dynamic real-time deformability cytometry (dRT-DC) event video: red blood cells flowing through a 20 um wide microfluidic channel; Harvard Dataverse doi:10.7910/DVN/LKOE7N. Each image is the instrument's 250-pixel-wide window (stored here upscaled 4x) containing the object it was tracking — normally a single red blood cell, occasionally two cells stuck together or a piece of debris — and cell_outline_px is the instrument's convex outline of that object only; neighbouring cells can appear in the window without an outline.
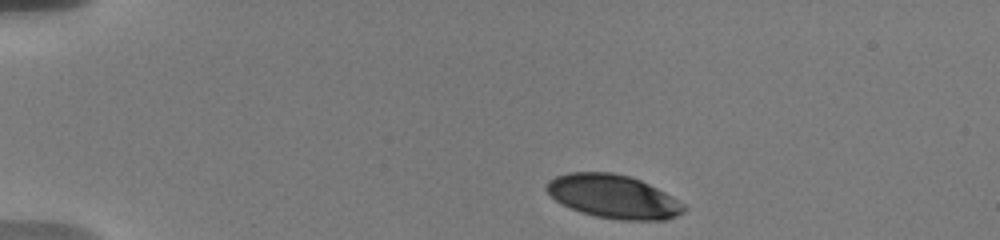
{"species": "human", "species_latin": "Homo sapiens", "temperature_condition": "warm", "stored_images_in_passage": 34, "camera_frame_rate_fps": 3000, "um_per_image_px": 0.085, "donor": {"sex": "male"}, "frame": {"image": 1, "passage_image": 1, "time_ms": 0.0, "image_size_px": [1000, 240], "cell_outline_px": [[684, 212], [676, 216], [664, 220], [620, 220], [596, 216], [580, 212], [556, 200], [544, 188], [548, 180], [556, 176], [568, 172], [612, 172], [628, 176], [640, 180], [664, 192], [684, 204]], "centroid_in_image_um": [52.11, 16.7], "position_along_channel_um": 32.9, "area_um2": 34.51}}
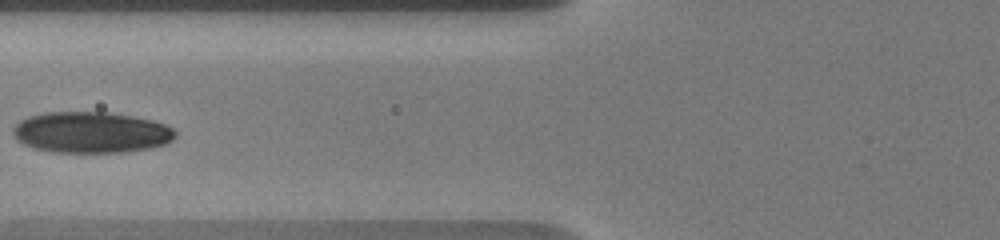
{"frame": {"image": 2, "passage_image": 10, "time_ms": 4.333, "image_size_px": [1000, 240], "cell_outline_px": [[176, 136], [172, 140], [164, 144], [148, 148], [124, 152], [52, 152], [36, 148], [24, 144], [16, 140], [12, 136], [12, 128], [20, 120], [28, 116], [44, 112], [112, 112], [152, 120], [164, 124], [172, 128], [176, 132]], "centroid_in_image_um": [7.71, 11.24], "position_along_channel_um": 118.1, "area_um2": 39.02}}
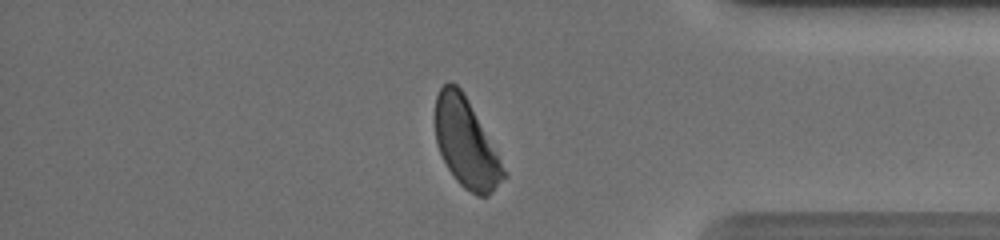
{"frame": {"image": 3, "passage_image": 26, "time_ms": 12.333, "image_size_px": [1000, 240], "cell_outline_px": [[508, 176], [488, 196], [476, 196], [464, 188], [456, 180], [448, 168], [436, 144], [436, 96], [440, 88], [448, 80], [452, 80], [460, 88], [508, 172]], "centroid_in_image_um": [39.63, 12.2], "position_along_channel_um": 395.6, "area_um2": 34.97}, "authors_computed_cell_mechanics": {"area_um2": 37.0498, "velocity_mm_per_s": 3.6488, "shape_relaxation_time_tau1_ms": 2.727, "shape_relaxation_time_tau2_ms": 1.4956, "deformation_change_tau1": 0.1379, "deformation_change_tau2": 0.0646}}